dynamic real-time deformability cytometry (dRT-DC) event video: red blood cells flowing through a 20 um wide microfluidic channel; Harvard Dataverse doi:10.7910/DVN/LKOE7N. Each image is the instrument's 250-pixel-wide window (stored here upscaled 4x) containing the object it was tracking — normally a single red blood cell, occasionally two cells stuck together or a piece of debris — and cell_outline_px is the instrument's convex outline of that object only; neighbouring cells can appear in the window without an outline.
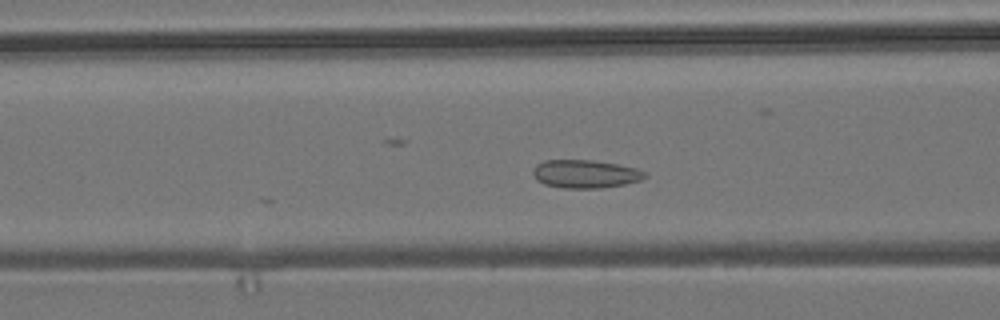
{"species": "common noctule bat (a hibernating species)", "species_latin": "Nyctalus noctula", "temperature_condition": "room temperature", "stored_images_in_passage": 21, "camera_frame_rate_fps": 3000, "um_per_image_px": 0.085, "animal": {"sex": "male", "body_mass_g": 19.2, "forearm_length_mm": 51.8}, "frame": {"image": 1, "passage_image": 17, "time_ms": 5.333, "image_size_px": [1000, 320], "cell_outline_px": [[648, 176], [640, 180], [624, 184], [604, 188], [564, 188], [544, 184], [536, 180], [532, 172], [536, 164], [544, 160], [592, 160], [616, 164], [636, 168], [644, 172]], "centroid_in_image_um": [49.73, 14.79], "position_along_channel_um": 116.9, "area_um2": 18.38}}
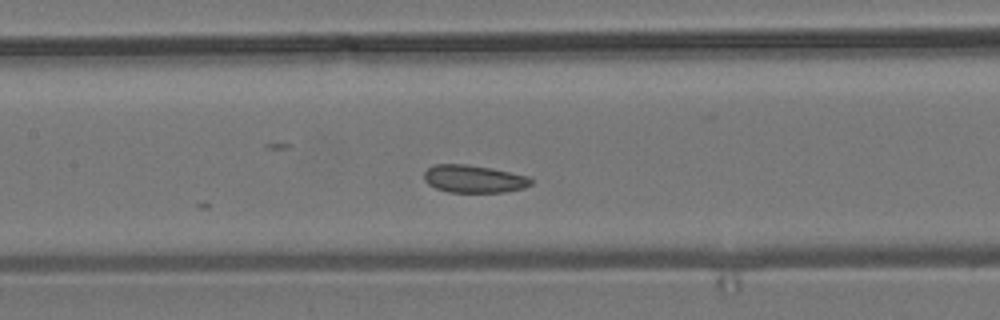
{"frame": {"image": 2, "passage_image": 21, "time_ms": 6.667, "image_size_px": [1000, 320], "cell_outline_px": [[532, 184], [524, 188], [504, 192], [448, 192], [436, 188], [428, 184], [424, 180], [424, 172], [428, 168], [436, 164], [464, 164], [488, 168], [528, 176], [532, 180]], "centroid_in_image_um": [40.25, 15.21], "position_along_channel_um": 167.1, "area_um2": 17.05}}